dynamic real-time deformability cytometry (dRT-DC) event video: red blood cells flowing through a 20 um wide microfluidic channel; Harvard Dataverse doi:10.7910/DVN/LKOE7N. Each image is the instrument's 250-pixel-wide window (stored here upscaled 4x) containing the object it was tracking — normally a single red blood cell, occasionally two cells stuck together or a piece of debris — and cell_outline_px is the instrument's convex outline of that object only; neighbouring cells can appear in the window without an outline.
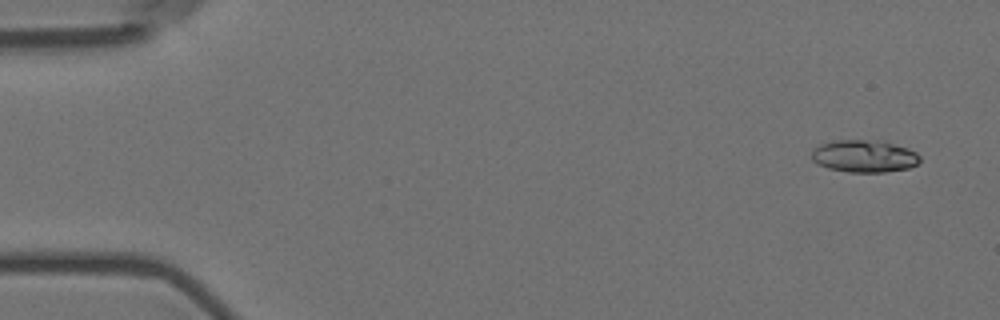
{"species": "Egyptian fruit bat (a non-hibernating species)", "species_latin": "Rousettus aegyptiacus", "temperature_condition": "room temperature", "stored_images_in_passage": 4, "camera_frame_rate_fps": 3000, "um_per_image_px": 0.085, "animal": {"sex": "female"}, "frame": {"image": 1, "passage_image": 1, "time_ms": 0.0, "image_size_px": [1000, 320], "cell_outline_px": [[920, 160], [916, 164], [908, 168], [884, 172], [848, 172], [828, 168], [812, 160], [812, 148], [820, 144], [836, 140], [876, 140], [908, 148], [916, 152], [920, 156]], "centroid_in_image_um": [73.44, 13.27], "position_along_channel_um": 11.6, "area_um2": 20.29}}
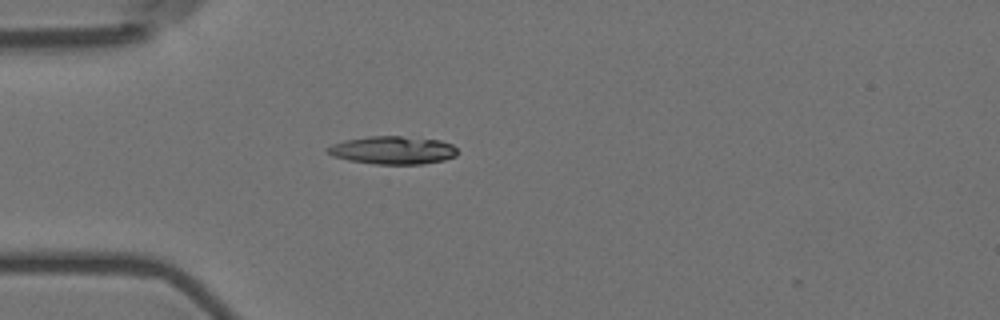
{"frame": {"image": 2, "passage_image": 4, "time_ms": 1.0, "image_size_px": [1000, 320], "cell_outline_px": [[456, 156], [444, 160], [424, 164], [376, 164], [348, 160], [332, 156], [324, 148], [332, 144], [344, 140], [368, 136], [400, 136], [440, 140], [452, 144], [456, 148]], "centroid_in_image_um": [33.37, 12.76], "position_along_channel_um": 51.6, "area_um2": 21.27}}